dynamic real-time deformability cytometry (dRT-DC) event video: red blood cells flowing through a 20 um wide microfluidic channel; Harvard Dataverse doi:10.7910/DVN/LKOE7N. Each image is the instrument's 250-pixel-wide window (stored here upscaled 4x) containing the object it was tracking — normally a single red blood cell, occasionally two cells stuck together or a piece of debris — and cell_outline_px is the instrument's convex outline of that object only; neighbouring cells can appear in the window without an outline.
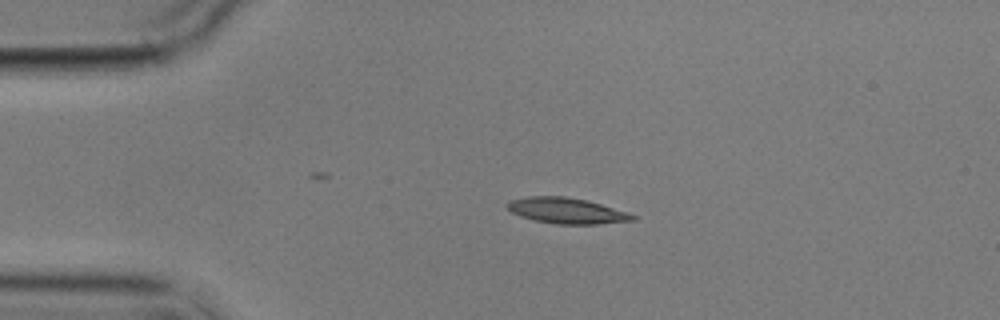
{"species": "common noctule bat (a hibernating species)", "species_latin": "Nyctalus noctula", "temperature_condition": "cold", "stored_images_in_passage": 2, "camera_frame_rate_fps": 3000, "um_per_image_px": 0.085, "animal": {"sex": "male", "body_mass_g": 17.9}, "frame": {"image": 1, "passage_image": 1, "time_ms": 0.0, "image_size_px": [1000, 320], "cell_outline_px": [[636, 220], [596, 224], [556, 224], [532, 220], [520, 216], [512, 212], [504, 204], [508, 200], [528, 196], [564, 196], [588, 200], [628, 212], [636, 216]], "centroid_in_image_um": [48.14, 17.9], "position_along_channel_um": 36.9, "area_um2": 19.02}}